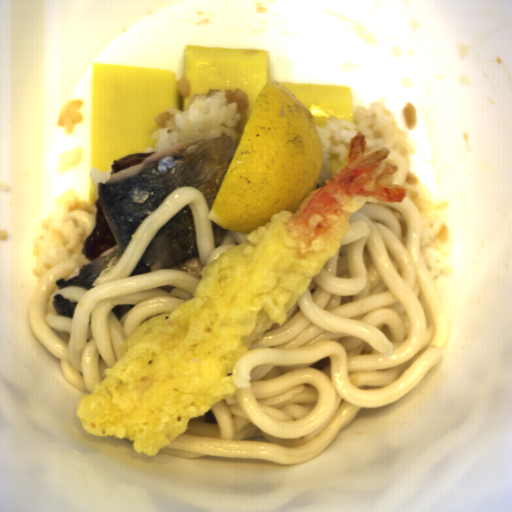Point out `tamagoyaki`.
<instances>
[{"label": "tamagoyaki", "mask_w": 512, "mask_h": 512, "mask_svg": "<svg viewBox=\"0 0 512 512\" xmlns=\"http://www.w3.org/2000/svg\"><path fill=\"white\" fill-rule=\"evenodd\" d=\"M183 77L190 92L180 96L174 70L121 65H92L90 91V170L111 172L122 156L145 153L154 145L156 117L184 109L191 96L214 89L242 88L249 118L268 81L266 49L185 46Z\"/></svg>", "instance_id": "1"}, {"label": "tamagoyaki", "mask_w": 512, "mask_h": 512, "mask_svg": "<svg viewBox=\"0 0 512 512\" xmlns=\"http://www.w3.org/2000/svg\"><path fill=\"white\" fill-rule=\"evenodd\" d=\"M278 84L290 91L314 116L315 126H325L333 117L353 120V97L349 86Z\"/></svg>", "instance_id": "2"}, {"label": "tamagoyaki", "mask_w": 512, "mask_h": 512, "mask_svg": "<svg viewBox=\"0 0 512 512\" xmlns=\"http://www.w3.org/2000/svg\"><path fill=\"white\" fill-rule=\"evenodd\" d=\"M98 200L97 196H96V191H95V186L92 182V180L90 179V185H89V202H92L94 204H96V201Z\"/></svg>", "instance_id": "3"}]
</instances>
